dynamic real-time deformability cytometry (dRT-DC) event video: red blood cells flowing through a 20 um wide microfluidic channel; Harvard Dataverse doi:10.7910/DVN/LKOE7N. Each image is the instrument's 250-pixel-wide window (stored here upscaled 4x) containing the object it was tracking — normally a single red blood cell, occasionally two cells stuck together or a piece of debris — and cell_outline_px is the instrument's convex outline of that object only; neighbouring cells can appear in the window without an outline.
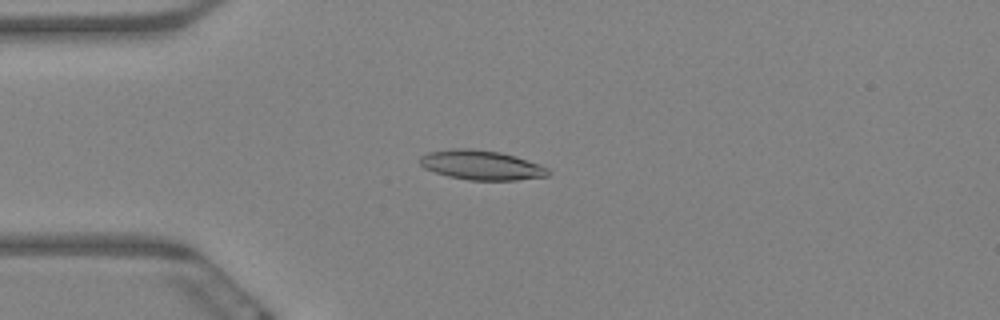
{"species": "Egyptian fruit bat (a non-hibernating species)", "species_latin": "Rousettus aegyptiacus", "temperature_condition": "warm", "stored_images_in_passage": 61, "camera_frame_rate_fps": 3000, "um_per_image_px": 0.085, "animal": {"sex": "female"}, "frame": {"image": 1, "passage_image": 16, "time_ms": 5.0, "image_size_px": [1000, 320], "cell_outline_px": [[552, 172], [548, 176], [516, 180], [468, 180], [448, 176], [424, 168], [420, 164], [420, 156], [428, 152], [452, 148], [472, 148], [500, 152], [540, 164], [548, 168]], "centroid_in_image_um": [40.92, 14.03], "position_along_channel_um": 44.1, "area_um2": 22.14}}
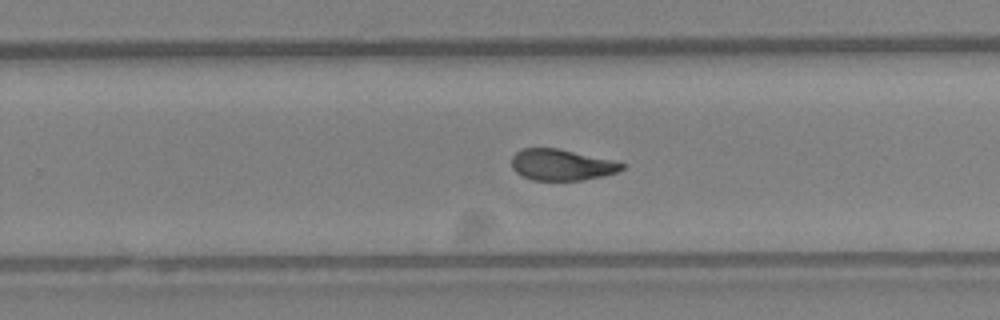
{"frame": {"image": 2, "passage_image": 39, "time_ms": 12.667, "image_size_px": [1000, 320], "cell_outline_px": [[624, 168], [616, 172], [604, 176], [580, 180], [532, 180], [516, 172], [512, 168], [512, 156], [516, 152], [524, 148], [556, 148], [612, 160], [624, 164]], "centroid_in_image_um": [47.71, 14.01], "position_along_channel_um": 282.1, "area_um2": 19.77}}
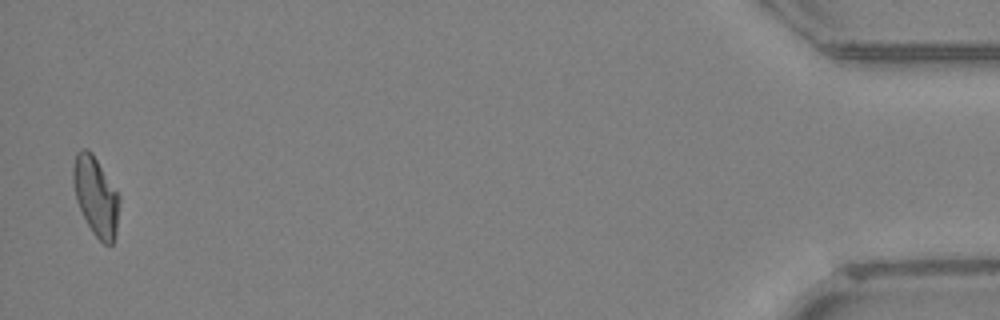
{"frame": {"image": 3, "passage_image": 60, "time_ms": 19.667, "image_size_px": [1000, 320], "cell_outline_px": [[120, 200], [116, 232], [112, 244], [104, 244], [92, 232], [76, 200], [72, 180], [72, 168], [76, 152], [80, 148], [88, 148], [92, 152], [120, 196]], "centroid_in_image_um": [8.13, 16.63], "position_along_channel_um": 427.1, "area_um2": 21.27}, "authors_computed_cell_mechanics": {"area_um2": 21.2704, "velocity_mm_per_s": 3.3819, "shape_relaxation_time_tau1_ms": 10.7255, "shape_relaxation_time_tau2_ms": 2.7383, "deformation_change_tau1": 0.2364, "deformation_change_tau2": 0.0892}}